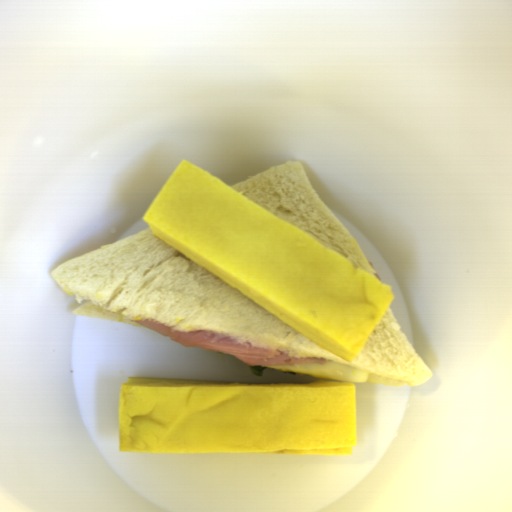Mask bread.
Listing matches in <instances>:
<instances>
[{
  "instance_id": "8d2b1439",
  "label": "bread",
  "mask_w": 512,
  "mask_h": 512,
  "mask_svg": "<svg viewBox=\"0 0 512 512\" xmlns=\"http://www.w3.org/2000/svg\"><path fill=\"white\" fill-rule=\"evenodd\" d=\"M52 276L84 304L74 314L148 329L213 331L290 356L324 358L368 372L365 383L416 387L432 370L387 309L353 361L317 345L234 287L154 236L150 228L75 257ZM150 330V329H149Z\"/></svg>"
},
{
  "instance_id": "cb027b5d",
  "label": "bread",
  "mask_w": 512,
  "mask_h": 512,
  "mask_svg": "<svg viewBox=\"0 0 512 512\" xmlns=\"http://www.w3.org/2000/svg\"><path fill=\"white\" fill-rule=\"evenodd\" d=\"M231 187L379 279L350 233L318 197L301 161L273 165Z\"/></svg>"
}]
</instances>
